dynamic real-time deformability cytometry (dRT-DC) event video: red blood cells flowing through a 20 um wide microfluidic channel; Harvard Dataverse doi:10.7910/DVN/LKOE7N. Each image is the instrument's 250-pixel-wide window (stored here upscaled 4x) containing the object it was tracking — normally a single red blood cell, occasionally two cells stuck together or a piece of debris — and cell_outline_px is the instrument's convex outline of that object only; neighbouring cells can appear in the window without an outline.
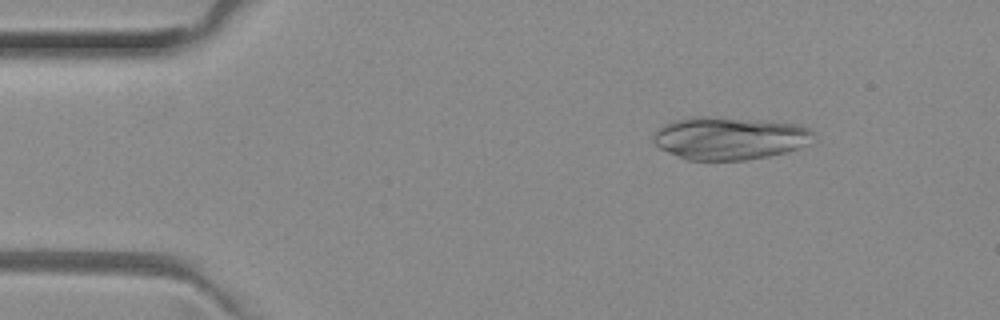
{"species": "common noctule bat (a hibernating species)", "species_latin": "Nyctalus noctula", "temperature_condition": "room temperature", "stored_images_in_passage": 49, "camera_frame_rate_fps": 3000, "um_per_image_px": 0.085, "animal": {"sex": "female", "body_mass_g": 29.2, "forearm_length_mm": 56.3}, "frame": {"image": 1, "passage_image": 6, "time_ms": 1.667, "image_size_px": [1000, 320], "cell_outline_px": [[812, 144], [784, 152], [768, 156], [744, 160], [688, 160], [668, 152], [660, 148], [652, 140], [652, 136], [656, 128], [672, 120], [692, 116], [712, 116], [760, 120], [796, 124], [808, 128], [812, 132]], "centroid_in_image_um": [61.96, 11.73], "position_along_channel_um": 23.0, "area_um2": 40.11}}